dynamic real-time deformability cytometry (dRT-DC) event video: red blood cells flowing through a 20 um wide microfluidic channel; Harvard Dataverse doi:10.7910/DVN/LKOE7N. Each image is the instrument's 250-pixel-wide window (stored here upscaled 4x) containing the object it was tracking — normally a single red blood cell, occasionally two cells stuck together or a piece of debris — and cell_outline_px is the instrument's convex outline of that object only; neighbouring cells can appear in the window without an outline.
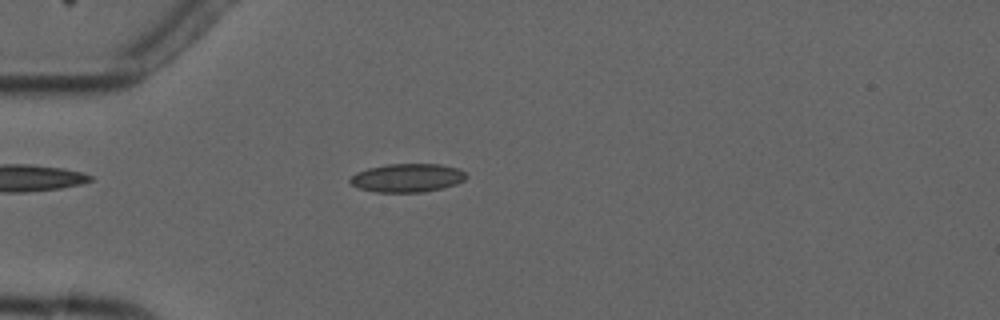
{"species": "common noctule bat (a hibernating species)", "species_latin": "Nyctalus noctula", "temperature_condition": "cold", "stored_images_in_passage": 2, "camera_frame_rate_fps": 3000, "um_per_image_px": 0.085, "animal": {"sex": "male", "forearm_length_mm": 52.5}, "frame": {"image": 1, "passage_image": 1, "time_ms": 0.0, "image_size_px": [1000, 320], "cell_outline_px": [[468, 176], [464, 180], [456, 184], [424, 192], [376, 192], [360, 188], [352, 184], [348, 180], [356, 172], [368, 168], [388, 164], [440, 164], [460, 168]], "centroid_in_image_um": [34.64, 15.11], "position_along_channel_um": 50.4, "area_um2": 19.25}}